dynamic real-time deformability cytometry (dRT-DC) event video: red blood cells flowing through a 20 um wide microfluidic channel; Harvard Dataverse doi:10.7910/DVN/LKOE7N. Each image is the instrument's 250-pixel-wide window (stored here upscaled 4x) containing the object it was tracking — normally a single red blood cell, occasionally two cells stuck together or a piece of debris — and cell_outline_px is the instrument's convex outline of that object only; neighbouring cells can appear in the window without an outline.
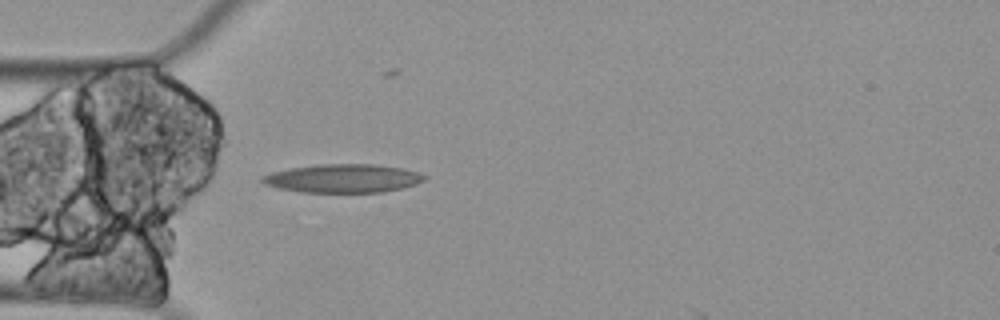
{"species": "Egyptian fruit bat (a non-hibernating species)", "species_latin": "Rousettus aegyptiacus", "temperature_condition": "cold", "stored_images_in_passage": 5, "camera_frame_rate_fps": 3000, "um_per_image_px": 0.085, "animal": {"sex": "female"}, "frame": {"image": 1, "passage_image": 5, "time_ms": 1.333, "image_size_px": [1000, 320], "cell_outline_px": [[428, 176], [424, 180], [416, 184], [384, 192], [300, 192], [276, 188], [264, 184], [260, 180], [260, 176], [272, 172], [288, 168], [316, 164], [372, 164], [400, 168], [416, 172]], "centroid_in_image_um": [29.08, 15.16], "position_along_channel_um": 55.9, "area_um2": 26.99}}